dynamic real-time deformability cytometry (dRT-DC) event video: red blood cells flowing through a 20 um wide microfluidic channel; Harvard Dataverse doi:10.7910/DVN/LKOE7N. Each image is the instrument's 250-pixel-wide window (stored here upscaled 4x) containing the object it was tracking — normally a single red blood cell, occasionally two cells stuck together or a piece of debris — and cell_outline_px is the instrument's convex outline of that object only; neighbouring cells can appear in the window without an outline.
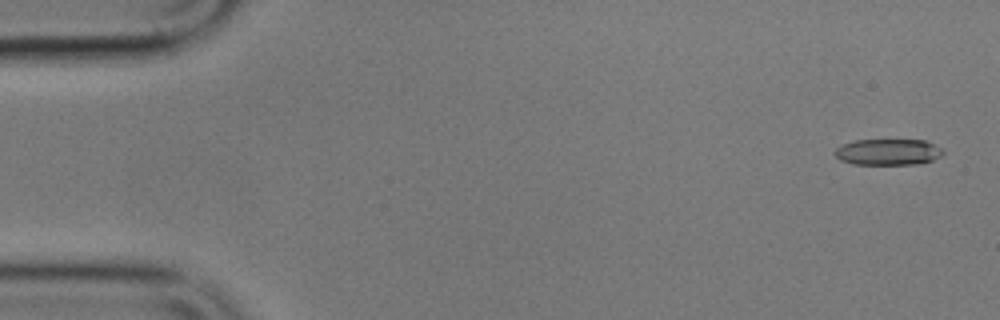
{"species": "common noctule bat (a hibernating species)", "species_latin": "Nyctalus noctula", "temperature_condition": "cold", "stored_images_in_passage": 56, "camera_frame_rate_fps": 3000, "um_per_image_px": 0.085, "animal": {"sex": "male", "body_mass_g": 17.9}, "frame": {"image": 1, "passage_image": 2, "time_ms": 0.333, "image_size_px": [1000, 320], "cell_outline_px": [[944, 152], [940, 156], [932, 160], [916, 164], [852, 164], [840, 160], [832, 152], [836, 148], [844, 144], [856, 140], [924, 140], [944, 148]], "centroid_in_image_um": [75.49, 12.92], "position_along_channel_um": 9.5, "area_um2": 16.53}}
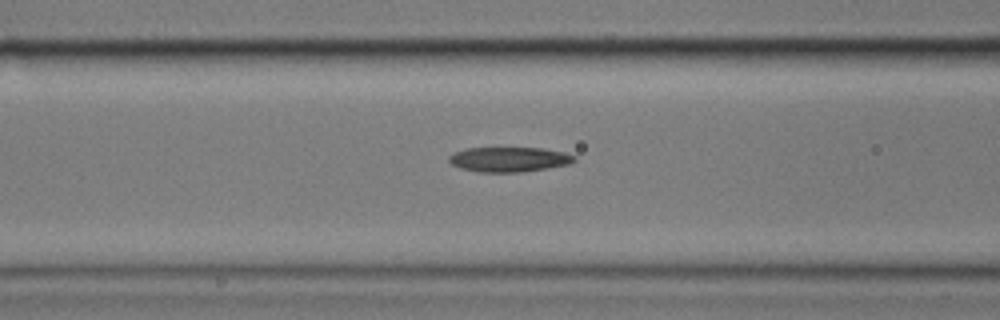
{"frame": {"image": 2, "passage_image": 22, "time_ms": 7.0, "image_size_px": [1000, 320], "cell_outline_px": [[576, 160], [568, 164], [548, 168], [520, 172], [480, 172], [460, 168], [452, 164], [448, 160], [448, 156], [452, 152], [468, 148], [544, 148], [564, 152], [576, 156]], "centroid_in_image_um": [43.26, 13.54], "position_along_channel_um": 123.3, "area_um2": 18.21}}
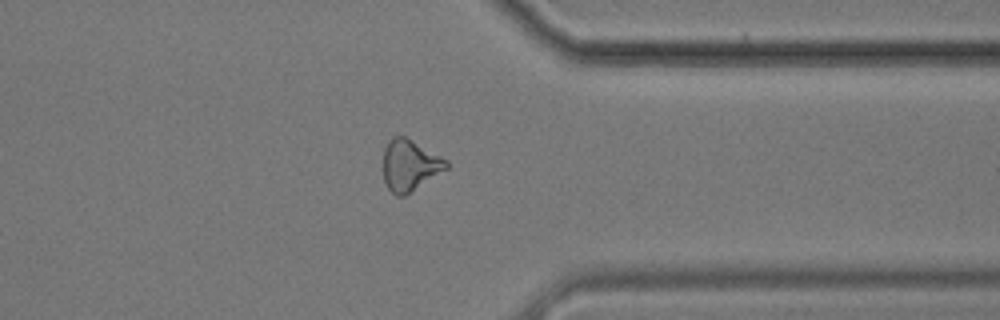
{"frame": {"image": 3, "passage_image": 44, "time_ms": 14.333, "image_size_px": [1000, 320], "cell_outline_px": [[448, 168], [404, 196], [396, 196], [388, 188], [384, 180], [384, 148], [388, 140], [392, 136], [404, 136], [412, 140], [448, 160]], "centroid_in_image_um": [34.82, 14.04], "position_along_channel_um": 376.6, "area_um2": 18.67}}